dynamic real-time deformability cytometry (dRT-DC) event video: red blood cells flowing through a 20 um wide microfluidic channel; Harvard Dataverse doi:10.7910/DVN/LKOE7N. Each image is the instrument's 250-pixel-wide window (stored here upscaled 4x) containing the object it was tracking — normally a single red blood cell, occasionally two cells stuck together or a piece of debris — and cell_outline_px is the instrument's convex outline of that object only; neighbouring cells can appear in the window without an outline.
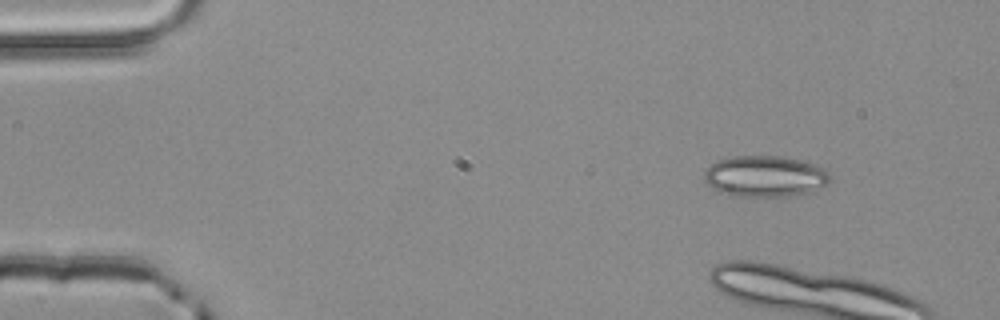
{"species": "common noctule bat (a hibernating species)", "species_latin": "Nyctalus noctula", "temperature_condition": "room temperature", "stored_images_in_passage": 4, "camera_frame_rate_fps": 3000, "um_per_image_px": 0.085, "animal": {"sex": "male", "body_mass_g": 20.4}, "frame": {"image": 1, "passage_image": 1, "time_ms": 0.0, "image_size_px": [1000, 320], "cell_outline_px": [[832, 180], [828, 184], [808, 192], [788, 196], [728, 196], [712, 188], [704, 180], [704, 172], [716, 160], [732, 156], [780, 156], [800, 160], [824, 168], [828, 172]], "centroid_in_image_um": [65.01, 14.98], "position_along_channel_um": 20.0, "area_um2": 30.23}}